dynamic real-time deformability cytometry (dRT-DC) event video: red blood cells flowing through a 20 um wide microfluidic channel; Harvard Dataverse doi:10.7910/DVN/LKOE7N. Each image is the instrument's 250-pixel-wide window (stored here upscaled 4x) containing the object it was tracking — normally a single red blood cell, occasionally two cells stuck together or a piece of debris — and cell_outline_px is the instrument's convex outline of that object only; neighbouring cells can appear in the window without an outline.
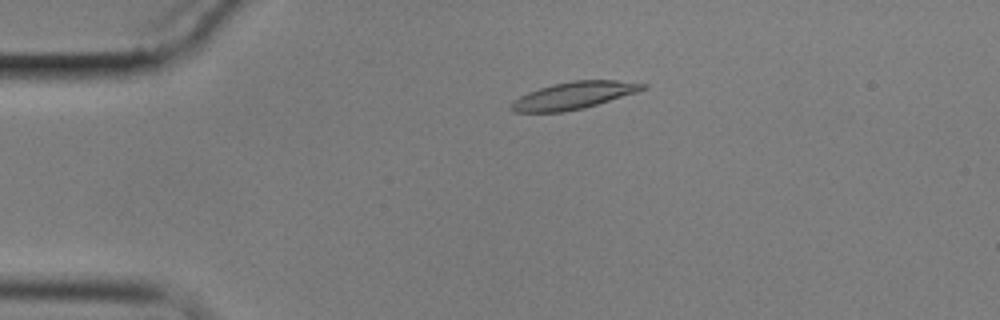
{"species": "common noctule bat (a hibernating species)", "species_latin": "Nyctalus noctula", "temperature_condition": "cold", "stored_images_in_passage": 4, "camera_frame_rate_fps": 3000, "um_per_image_px": 0.085, "animal": {"sex": "male", "body_mass_g": 17.9}, "frame": {"image": 1, "passage_image": 2, "time_ms": 2.0, "image_size_px": [1000, 320], "cell_outline_px": [[648, 88], [636, 92], [584, 108], [564, 112], [512, 112], [512, 100], [528, 92], [552, 84], [572, 80], [616, 80], [648, 84]], "centroid_in_image_um": [48.77, 8.11], "position_along_channel_um": 36.2, "area_um2": 20.75}}
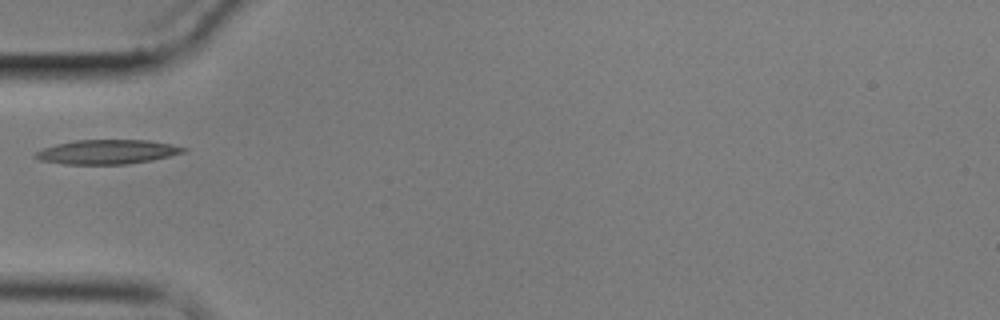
{"frame": {"image": 2, "passage_image": 4, "time_ms": 4.333, "image_size_px": [1000, 320], "cell_outline_px": [[188, 148], [184, 152], [152, 160], [128, 164], [64, 164], [40, 160], [32, 156], [36, 152], [44, 148], [56, 144], [76, 140], [148, 140], [172, 144]], "centroid_in_image_um": [9.11, 12.91], "position_along_channel_um": 75.9, "area_um2": 20.92}}